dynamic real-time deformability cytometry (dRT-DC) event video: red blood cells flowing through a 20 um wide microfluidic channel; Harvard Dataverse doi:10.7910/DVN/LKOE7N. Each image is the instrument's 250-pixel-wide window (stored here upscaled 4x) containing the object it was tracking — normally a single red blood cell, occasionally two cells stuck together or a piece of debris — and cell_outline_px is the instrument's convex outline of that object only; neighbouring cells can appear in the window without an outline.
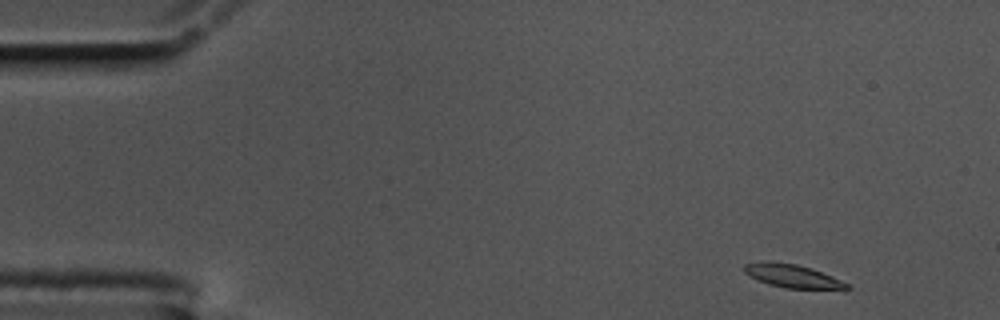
{"species": "common noctule bat (a hibernating species)", "species_latin": "Nyctalus noctula", "temperature_condition": "cold", "stored_images_in_passage": 54, "camera_frame_rate_fps": 3000, "um_per_image_px": 0.085, "animal": {"sex": "male", "body_mass_g": 17.5, "forearm_length_mm": 52.3}, "frame": {"image": 1, "passage_image": 1, "time_ms": 0.0, "image_size_px": [1000, 320], "cell_outline_px": [[852, 288], [844, 292], [784, 288], [768, 284], [744, 272], [744, 264], [764, 260], [768, 260], [796, 264], [812, 268], [832, 276], [848, 284]], "centroid_in_image_um": [67.5, 23.5], "position_along_channel_um": 17.5, "area_um2": 14.68}}
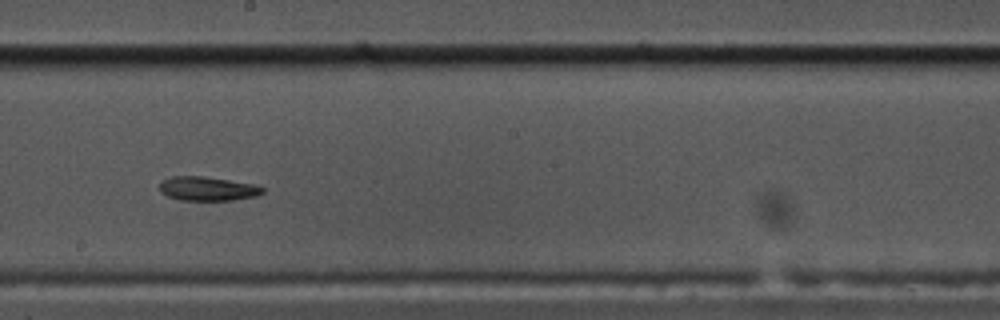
{"frame": {"image": 2, "passage_image": 28, "time_ms": 9.0, "image_size_px": [1000, 320], "cell_outline_px": [[264, 192], [256, 196], [232, 200], [180, 200], [168, 196], [160, 192], [160, 180], [172, 176], [204, 176], [256, 184], [264, 188]], "centroid_in_image_um": [17.64, 16.03], "position_along_channel_um": 230.6, "area_um2": 14.57}}
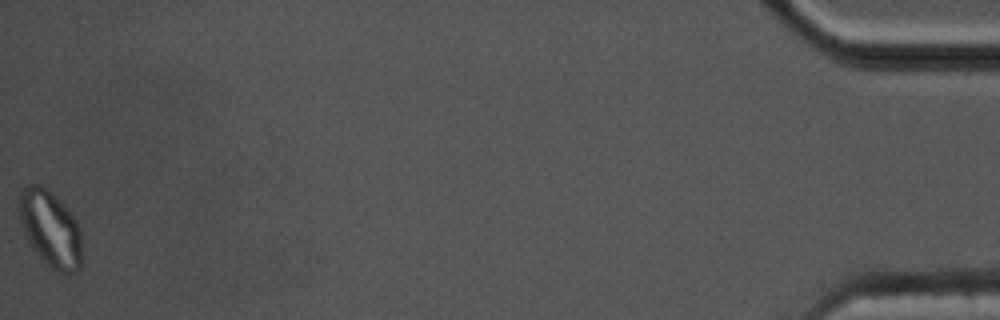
{"frame": {"image": 3, "passage_image": 54, "time_ms": 17.667, "image_size_px": [1000, 320], "cell_outline_px": [[80, 268], [76, 272], [68, 276], [56, 272], [48, 268], [32, 248], [20, 220], [20, 188], [28, 184], [40, 184], [48, 188], [64, 204], [76, 220], [80, 228]], "centroid_in_image_um": [4.29, 19.47], "position_along_channel_um": 430.9, "area_um2": 28.15}, "authors_computed_cell_mechanics": {"area_um2": 15.2881, "velocity_mm_per_s": 3.4443, "shape_relaxation_time_tau1_ms": null, "shape_relaxation_time_tau2_ms": 6.3565, "deformation_change_tau1": null, "deformation_change_tau2": 0.0883}}